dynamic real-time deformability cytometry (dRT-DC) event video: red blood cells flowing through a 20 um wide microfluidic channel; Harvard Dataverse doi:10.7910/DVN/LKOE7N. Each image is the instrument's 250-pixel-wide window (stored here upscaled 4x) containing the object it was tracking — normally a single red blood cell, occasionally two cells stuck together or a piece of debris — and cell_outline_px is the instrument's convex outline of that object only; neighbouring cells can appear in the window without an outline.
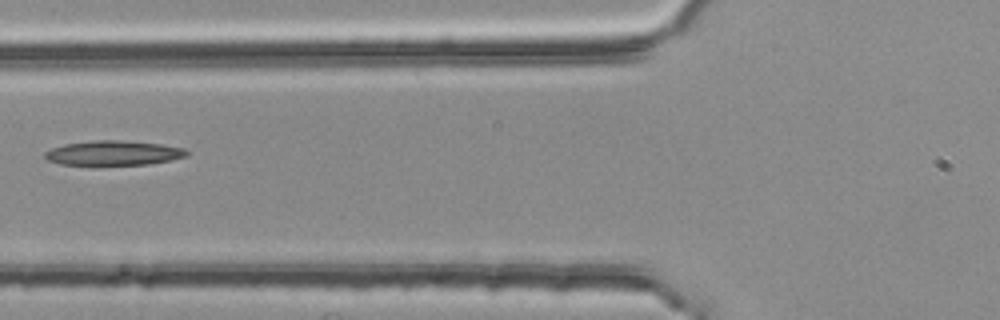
{"species": "common noctule bat (a hibernating species)", "species_latin": "Nyctalus noctula", "temperature_condition": "room temperature", "stored_images_in_passage": 4, "camera_frame_rate_fps": 3000, "um_per_image_px": 0.085, "animal": {"sex": "female", "body_mass_g": 25.1}, "frame": {"image": 1, "passage_image": 4, "time_ms": 1.0, "image_size_px": [1000, 320], "cell_outline_px": [[188, 156], [172, 160], [148, 164], [60, 164], [48, 160], [44, 156], [44, 152], [52, 148], [64, 144], [96, 140], [120, 140], [160, 144], [184, 148], [188, 152]], "centroid_in_image_um": [9.66, 12.99], "position_along_channel_um": 116.1, "area_um2": 20.11}}